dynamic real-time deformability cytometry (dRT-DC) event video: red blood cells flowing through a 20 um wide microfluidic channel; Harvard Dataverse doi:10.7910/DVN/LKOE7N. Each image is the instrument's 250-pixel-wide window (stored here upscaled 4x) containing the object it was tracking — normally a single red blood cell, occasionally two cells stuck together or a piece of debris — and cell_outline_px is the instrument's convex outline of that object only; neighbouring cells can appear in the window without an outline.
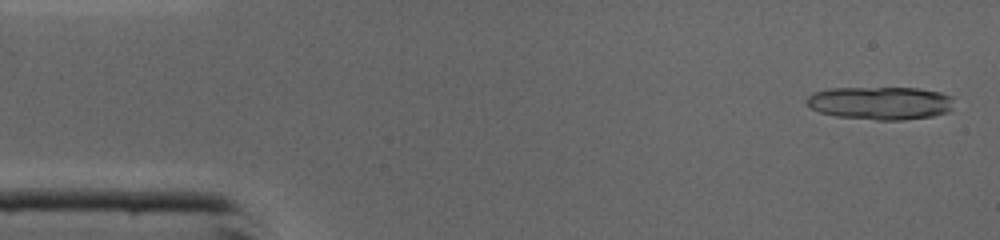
{"species": "common noctule bat (a hibernating species)", "species_latin": "Nyctalus noctula", "temperature_condition": "cold", "stored_images_in_passage": 33, "segment_of_instrument_passage": [1, 2], "camera_frame_rate_fps": 3000, "um_per_image_px": 0.085, "animal": {"sex": "male", "body_mass_g": 19.0, "forearm_length_mm": 50.8}, "frame": {"image": 1, "passage_image": 2, "time_ms": 0.333, "image_size_px": [1000, 240], "cell_outline_px": [[952, 108], [948, 112], [932, 116], [900, 120], [876, 120], [836, 116], [820, 112], [812, 108], [804, 100], [812, 92], [832, 88], [920, 88], [940, 92], [952, 96]], "centroid_in_image_um": [74.83, 8.75], "position_along_channel_um": 10.2, "area_um2": 28.44}}